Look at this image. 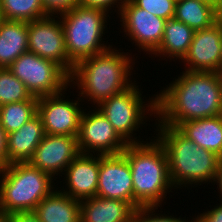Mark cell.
Listing matches in <instances>:
<instances>
[{
  "mask_svg": "<svg viewBox=\"0 0 222 222\" xmlns=\"http://www.w3.org/2000/svg\"><path fill=\"white\" fill-rule=\"evenodd\" d=\"M182 74V75H181ZM156 94V124L179 123L222 115V91L216 72L182 71Z\"/></svg>",
  "mask_w": 222,
  "mask_h": 222,
  "instance_id": "6da1fadb",
  "label": "cell"
},
{
  "mask_svg": "<svg viewBox=\"0 0 222 222\" xmlns=\"http://www.w3.org/2000/svg\"><path fill=\"white\" fill-rule=\"evenodd\" d=\"M120 50L111 47L102 53L84 58L74 65L69 84L70 88L78 87L77 91H80L77 93L83 102L87 99L96 107L136 82L135 80L133 82V76H131L136 59L129 52Z\"/></svg>",
  "mask_w": 222,
  "mask_h": 222,
  "instance_id": "7a4b0ae2",
  "label": "cell"
},
{
  "mask_svg": "<svg viewBox=\"0 0 222 222\" xmlns=\"http://www.w3.org/2000/svg\"><path fill=\"white\" fill-rule=\"evenodd\" d=\"M155 137L165 149L169 177L174 189L197 187L202 183H214L219 161L216 153L198 147L175 127L155 124ZM193 185V186H192Z\"/></svg>",
  "mask_w": 222,
  "mask_h": 222,
  "instance_id": "3957f363",
  "label": "cell"
},
{
  "mask_svg": "<svg viewBox=\"0 0 222 222\" xmlns=\"http://www.w3.org/2000/svg\"><path fill=\"white\" fill-rule=\"evenodd\" d=\"M128 162L133 179V207H162V202L174 187L168 170V159L157 139L128 144L122 152Z\"/></svg>",
  "mask_w": 222,
  "mask_h": 222,
  "instance_id": "277c9868",
  "label": "cell"
},
{
  "mask_svg": "<svg viewBox=\"0 0 222 222\" xmlns=\"http://www.w3.org/2000/svg\"><path fill=\"white\" fill-rule=\"evenodd\" d=\"M53 179L29 162L8 164L0 170V209L7 215L34 211L58 187Z\"/></svg>",
  "mask_w": 222,
  "mask_h": 222,
  "instance_id": "5b68a950",
  "label": "cell"
},
{
  "mask_svg": "<svg viewBox=\"0 0 222 222\" xmlns=\"http://www.w3.org/2000/svg\"><path fill=\"white\" fill-rule=\"evenodd\" d=\"M109 15L102 9L80 5L59 15L64 30L68 59L74 65L84 58L92 57L113 47L103 41L105 33H108L105 31L108 17L110 20Z\"/></svg>",
  "mask_w": 222,
  "mask_h": 222,
  "instance_id": "8992f818",
  "label": "cell"
},
{
  "mask_svg": "<svg viewBox=\"0 0 222 222\" xmlns=\"http://www.w3.org/2000/svg\"><path fill=\"white\" fill-rule=\"evenodd\" d=\"M140 88L134 83L96 106L127 144L147 142L142 138L137 139V133L134 132L140 131L138 128L143 126L150 116L155 119L157 115L156 95L154 94L153 98L149 96L148 101L141 94Z\"/></svg>",
  "mask_w": 222,
  "mask_h": 222,
  "instance_id": "52a82bcc",
  "label": "cell"
},
{
  "mask_svg": "<svg viewBox=\"0 0 222 222\" xmlns=\"http://www.w3.org/2000/svg\"><path fill=\"white\" fill-rule=\"evenodd\" d=\"M8 69L37 98L57 94L70 86V75L59 64L29 51L20 55Z\"/></svg>",
  "mask_w": 222,
  "mask_h": 222,
  "instance_id": "ba28073f",
  "label": "cell"
},
{
  "mask_svg": "<svg viewBox=\"0 0 222 222\" xmlns=\"http://www.w3.org/2000/svg\"><path fill=\"white\" fill-rule=\"evenodd\" d=\"M28 51L56 62L69 75L73 71L74 64L68 59L59 15H47L28 22Z\"/></svg>",
  "mask_w": 222,
  "mask_h": 222,
  "instance_id": "9c48e42d",
  "label": "cell"
},
{
  "mask_svg": "<svg viewBox=\"0 0 222 222\" xmlns=\"http://www.w3.org/2000/svg\"><path fill=\"white\" fill-rule=\"evenodd\" d=\"M77 140L80 153L96 155L119 154L128 145L97 107L83 110Z\"/></svg>",
  "mask_w": 222,
  "mask_h": 222,
  "instance_id": "30bf717a",
  "label": "cell"
},
{
  "mask_svg": "<svg viewBox=\"0 0 222 222\" xmlns=\"http://www.w3.org/2000/svg\"><path fill=\"white\" fill-rule=\"evenodd\" d=\"M118 17L122 22L120 24L124 34L139 50L152 55L159 48L164 34L165 19L137 7L131 0H126Z\"/></svg>",
  "mask_w": 222,
  "mask_h": 222,
  "instance_id": "8fae6325",
  "label": "cell"
},
{
  "mask_svg": "<svg viewBox=\"0 0 222 222\" xmlns=\"http://www.w3.org/2000/svg\"><path fill=\"white\" fill-rule=\"evenodd\" d=\"M65 91L38 98L37 114L42 119L45 134L78 136L83 101L80 97L65 99Z\"/></svg>",
  "mask_w": 222,
  "mask_h": 222,
  "instance_id": "7c38bea8",
  "label": "cell"
},
{
  "mask_svg": "<svg viewBox=\"0 0 222 222\" xmlns=\"http://www.w3.org/2000/svg\"><path fill=\"white\" fill-rule=\"evenodd\" d=\"M79 154L77 136L45 134L28 162L56 180Z\"/></svg>",
  "mask_w": 222,
  "mask_h": 222,
  "instance_id": "4fadbf2b",
  "label": "cell"
},
{
  "mask_svg": "<svg viewBox=\"0 0 222 222\" xmlns=\"http://www.w3.org/2000/svg\"><path fill=\"white\" fill-rule=\"evenodd\" d=\"M222 21L194 32L189 50L180 63L185 71H220ZM186 66V67H185Z\"/></svg>",
  "mask_w": 222,
  "mask_h": 222,
  "instance_id": "5bb4252c",
  "label": "cell"
},
{
  "mask_svg": "<svg viewBox=\"0 0 222 222\" xmlns=\"http://www.w3.org/2000/svg\"><path fill=\"white\" fill-rule=\"evenodd\" d=\"M96 196L124 200L133 206V179L129 162L123 153L100 155Z\"/></svg>",
  "mask_w": 222,
  "mask_h": 222,
  "instance_id": "9a60e30c",
  "label": "cell"
},
{
  "mask_svg": "<svg viewBox=\"0 0 222 222\" xmlns=\"http://www.w3.org/2000/svg\"><path fill=\"white\" fill-rule=\"evenodd\" d=\"M100 155L80 153L65 169L60 189L79 201L95 197L99 179ZM64 183L65 189H64Z\"/></svg>",
  "mask_w": 222,
  "mask_h": 222,
  "instance_id": "2e32d148",
  "label": "cell"
},
{
  "mask_svg": "<svg viewBox=\"0 0 222 222\" xmlns=\"http://www.w3.org/2000/svg\"><path fill=\"white\" fill-rule=\"evenodd\" d=\"M44 136L42 119L38 114L19 130L7 134V165L28 162Z\"/></svg>",
  "mask_w": 222,
  "mask_h": 222,
  "instance_id": "e0dca14e",
  "label": "cell"
},
{
  "mask_svg": "<svg viewBox=\"0 0 222 222\" xmlns=\"http://www.w3.org/2000/svg\"><path fill=\"white\" fill-rule=\"evenodd\" d=\"M134 211L124 200L90 197L80 201V222H131Z\"/></svg>",
  "mask_w": 222,
  "mask_h": 222,
  "instance_id": "ac0fdd59",
  "label": "cell"
},
{
  "mask_svg": "<svg viewBox=\"0 0 222 222\" xmlns=\"http://www.w3.org/2000/svg\"><path fill=\"white\" fill-rule=\"evenodd\" d=\"M175 128L198 147L222 158V115L185 121Z\"/></svg>",
  "mask_w": 222,
  "mask_h": 222,
  "instance_id": "d6986e66",
  "label": "cell"
},
{
  "mask_svg": "<svg viewBox=\"0 0 222 222\" xmlns=\"http://www.w3.org/2000/svg\"><path fill=\"white\" fill-rule=\"evenodd\" d=\"M34 212L40 222H80V201L56 188L39 202Z\"/></svg>",
  "mask_w": 222,
  "mask_h": 222,
  "instance_id": "ffe728a7",
  "label": "cell"
},
{
  "mask_svg": "<svg viewBox=\"0 0 222 222\" xmlns=\"http://www.w3.org/2000/svg\"><path fill=\"white\" fill-rule=\"evenodd\" d=\"M27 51L28 22L4 19L0 23V68H8Z\"/></svg>",
  "mask_w": 222,
  "mask_h": 222,
  "instance_id": "44dd1931",
  "label": "cell"
},
{
  "mask_svg": "<svg viewBox=\"0 0 222 222\" xmlns=\"http://www.w3.org/2000/svg\"><path fill=\"white\" fill-rule=\"evenodd\" d=\"M194 30L183 22L171 18L164 25V34L159 48L153 53L161 60L169 58V60H182L187 54L190 44L194 36ZM175 59V60H174Z\"/></svg>",
  "mask_w": 222,
  "mask_h": 222,
  "instance_id": "7402d4cb",
  "label": "cell"
},
{
  "mask_svg": "<svg viewBox=\"0 0 222 222\" xmlns=\"http://www.w3.org/2000/svg\"><path fill=\"white\" fill-rule=\"evenodd\" d=\"M174 18L197 31L217 21V9L201 0H176Z\"/></svg>",
  "mask_w": 222,
  "mask_h": 222,
  "instance_id": "603a6c76",
  "label": "cell"
},
{
  "mask_svg": "<svg viewBox=\"0 0 222 222\" xmlns=\"http://www.w3.org/2000/svg\"><path fill=\"white\" fill-rule=\"evenodd\" d=\"M38 100L13 102L0 106V125L6 134L19 130L37 114Z\"/></svg>",
  "mask_w": 222,
  "mask_h": 222,
  "instance_id": "cb8c5ba5",
  "label": "cell"
},
{
  "mask_svg": "<svg viewBox=\"0 0 222 222\" xmlns=\"http://www.w3.org/2000/svg\"><path fill=\"white\" fill-rule=\"evenodd\" d=\"M0 7L5 20L30 22L48 15L42 0H0Z\"/></svg>",
  "mask_w": 222,
  "mask_h": 222,
  "instance_id": "d4e9b609",
  "label": "cell"
},
{
  "mask_svg": "<svg viewBox=\"0 0 222 222\" xmlns=\"http://www.w3.org/2000/svg\"><path fill=\"white\" fill-rule=\"evenodd\" d=\"M38 100L7 67L0 68V106L13 102Z\"/></svg>",
  "mask_w": 222,
  "mask_h": 222,
  "instance_id": "484cf974",
  "label": "cell"
},
{
  "mask_svg": "<svg viewBox=\"0 0 222 222\" xmlns=\"http://www.w3.org/2000/svg\"><path fill=\"white\" fill-rule=\"evenodd\" d=\"M137 7L165 19L174 18L176 0H131Z\"/></svg>",
  "mask_w": 222,
  "mask_h": 222,
  "instance_id": "4316f807",
  "label": "cell"
},
{
  "mask_svg": "<svg viewBox=\"0 0 222 222\" xmlns=\"http://www.w3.org/2000/svg\"><path fill=\"white\" fill-rule=\"evenodd\" d=\"M158 207H139L135 209L131 222H194V218L192 220H186L185 218H181V216L174 217V215L168 214L164 215L161 213H156ZM155 212V213H154Z\"/></svg>",
  "mask_w": 222,
  "mask_h": 222,
  "instance_id": "83f0119b",
  "label": "cell"
},
{
  "mask_svg": "<svg viewBox=\"0 0 222 222\" xmlns=\"http://www.w3.org/2000/svg\"><path fill=\"white\" fill-rule=\"evenodd\" d=\"M48 15H60L79 5V0H42Z\"/></svg>",
  "mask_w": 222,
  "mask_h": 222,
  "instance_id": "f1b7e54d",
  "label": "cell"
},
{
  "mask_svg": "<svg viewBox=\"0 0 222 222\" xmlns=\"http://www.w3.org/2000/svg\"><path fill=\"white\" fill-rule=\"evenodd\" d=\"M125 2L126 0H79V5L87 8H99L106 11L108 14L109 11L111 14L113 12L112 8L115 7L118 9H115L114 12L118 15Z\"/></svg>",
  "mask_w": 222,
  "mask_h": 222,
  "instance_id": "f546056e",
  "label": "cell"
},
{
  "mask_svg": "<svg viewBox=\"0 0 222 222\" xmlns=\"http://www.w3.org/2000/svg\"><path fill=\"white\" fill-rule=\"evenodd\" d=\"M218 205L211 210L208 209L195 215L194 222H222V203L220 202Z\"/></svg>",
  "mask_w": 222,
  "mask_h": 222,
  "instance_id": "4dcf8cb0",
  "label": "cell"
},
{
  "mask_svg": "<svg viewBox=\"0 0 222 222\" xmlns=\"http://www.w3.org/2000/svg\"><path fill=\"white\" fill-rule=\"evenodd\" d=\"M8 222H40L34 211L15 212L7 216Z\"/></svg>",
  "mask_w": 222,
  "mask_h": 222,
  "instance_id": "1f68e13d",
  "label": "cell"
},
{
  "mask_svg": "<svg viewBox=\"0 0 222 222\" xmlns=\"http://www.w3.org/2000/svg\"><path fill=\"white\" fill-rule=\"evenodd\" d=\"M7 166V134L0 125V170Z\"/></svg>",
  "mask_w": 222,
  "mask_h": 222,
  "instance_id": "d6a6232c",
  "label": "cell"
},
{
  "mask_svg": "<svg viewBox=\"0 0 222 222\" xmlns=\"http://www.w3.org/2000/svg\"><path fill=\"white\" fill-rule=\"evenodd\" d=\"M217 185L218 187V192L220 193L219 194V197L218 198H221V203H222V158L220 159L219 161V165H218V170H217V175H216V179L214 181V185Z\"/></svg>",
  "mask_w": 222,
  "mask_h": 222,
  "instance_id": "836d02e7",
  "label": "cell"
},
{
  "mask_svg": "<svg viewBox=\"0 0 222 222\" xmlns=\"http://www.w3.org/2000/svg\"><path fill=\"white\" fill-rule=\"evenodd\" d=\"M201 1H204V2L212 5L216 9H218L222 0H201Z\"/></svg>",
  "mask_w": 222,
  "mask_h": 222,
  "instance_id": "e575fe53",
  "label": "cell"
},
{
  "mask_svg": "<svg viewBox=\"0 0 222 222\" xmlns=\"http://www.w3.org/2000/svg\"><path fill=\"white\" fill-rule=\"evenodd\" d=\"M217 20L222 21V1L219 8L217 9Z\"/></svg>",
  "mask_w": 222,
  "mask_h": 222,
  "instance_id": "d590c367",
  "label": "cell"
},
{
  "mask_svg": "<svg viewBox=\"0 0 222 222\" xmlns=\"http://www.w3.org/2000/svg\"><path fill=\"white\" fill-rule=\"evenodd\" d=\"M7 216L8 215L0 209V222H8Z\"/></svg>",
  "mask_w": 222,
  "mask_h": 222,
  "instance_id": "8d00e7d4",
  "label": "cell"
},
{
  "mask_svg": "<svg viewBox=\"0 0 222 222\" xmlns=\"http://www.w3.org/2000/svg\"><path fill=\"white\" fill-rule=\"evenodd\" d=\"M218 77H219V80H220L221 91H222V70H220V71L218 72Z\"/></svg>",
  "mask_w": 222,
  "mask_h": 222,
  "instance_id": "74e56055",
  "label": "cell"
},
{
  "mask_svg": "<svg viewBox=\"0 0 222 222\" xmlns=\"http://www.w3.org/2000/svg\"><path fill=\"white\" fill-rule=\"evenodd\" d=\"M220 70H222V38H221V62H220Z\"/></svg>",
  "mask_w": 222,
  "mask_h": 222,
  "instance_id": "f35d334b",
  "label": "cell"
},
{
  "mask_svg": "<svg viewBox=\"0 0 222 222\" xmlns=\"http://www.w3.org/2000/svg\"><path fill=\"white\" fill-rule=\"evenodd\" d=\"M4 20L3 15H2V11H1V7H0V23Z\"/></svg>",
  "mask_w": 222,
  "mask_h": 222,
  "instance_id": "ab89813d",
  "label": "cell"
}]
</instances>
